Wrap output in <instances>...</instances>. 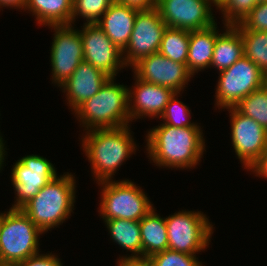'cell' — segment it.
I'll list each match as a JSON object with an SVG mask.
<instances>
[{"instance_id": "44dd1931", "label": "cell", "mask_w": 267, "mask_h": 266, "mask_svg": "<svg viewBox=\"0 0 267 266\" xmlns=\"http://www.w3.org/2000/svg\"><path fill=\"white\" fill-rule=\"evenodd\" d=\"M142 258L148 259L156 253L168 249V235L165 218H161L153 208L140 221Z\"/></svg>"}, {"instance_id": "5bb4252c", "label": "cell", "mask_w": 267, "mask_h": 266, "mask_svg": "<svg viewBox=\"0 0 267 266\" xmlns=\"http://www.w3.org/2000/svg\"><path fill=\"white\" fill-rule=\"evenodd\" d=\"M80 31L84 61L92 64L110 78H115L119 69L126 67L122 51L95 23H84Z\"/></svg>"}, {"instance_id": "ac0fdd59", "label": "cell", "mask_w": 267, "mask_h": 266, "mask_svg": "<svg viewBox=\"0 0 267 266\" xmlns=\"http://www.w3.org/2000/svg\"><path fill=\"white\" fill-rule=\"evenodd\" d=\"M137 11L114 1L96 23L121 51L129 43Z\"/></svg>"}, {"instance_id": "f35d334b", "label": "cell", "mask_w": 267, "mask_h": 266, "mask_svg": "<svg viewBox=\"0 0 267 266\" xmlns=\"http://www.w3.org/2000/svg\"><path fill=\"white\" fill-rule=\"evenodd\" d=\"M264 87L267 89V74L264 77Z\"/></svg>"}, {"instance_id": "60d3db41", "label": "cell", "mask_w": 267, "mask_h": 266, "mask_svg": "<svg viewBox=\"0 0 267 266\" xmlns=\"http://www.w3.org/2000/svg\"><path fill=\"white\" fill-rule=\"evenodd\" d=\"M258 2H264V1H267V0H257Z\"/></svg>"}, {"instance_id": "8992f818", "label": "cell", "mask_w": 267, "mask_h": 266, "mask_svg": "<svg viewBox=\"0 0 267 266\" xmlns=\"http://www.w3.org/2000/svg\"><path fill=\"white\" fill-rule=\"evenodd\" d=\"M100 216L105 220L125 219L140 221L154 207L139 186L130 180L102 181Z\"/></svg>"}, {"instance_id": "6da1fadb", "label": "cell", "mask_w": 267, "mask_h": 266, "mask_svg": "<svg viewBox=\"0 0 267 266\" xmlns=\"http://www.w3.org/2000/svg\"><path fill=\"white\" fill-rule=\"evenodd\" d=\"M201 127H174L160 124L146 136L148 157L156 166L192 168L201 160L205 139Z\"/></svg>"}, {"instance_id": "cb8c5ba5", "label": "cell", "mask_w": 267, "mask_h": 266, "mask_svg": "<svg viewBox=\"0 0 267 266\" xmlns=\"http://www.w3.org/2000/svg\"><path fill=\"white\" fill-rule=\"evenodd\" d=\"M189 35L190 31L166 27L158 52L174 62L186 64Z\"/></svg>"}, {"instance_id": "9a60e30c", "label": "cell", "mask_w": 267, "mask_h": 266, "mask_svg": "<svg viewBox=\"0 0 267 266\" xmlns=\"http://www.w3.org/2000/svg\"><path fill=\"white\" fill-rule=\"evenodd\" d=\"M134 74L143 81L165 86L180 93L193 75L186 64L174 62L161 53H152L132 66Z\"/></svg>"}, {"instance_id": "30bf717a", "label": "cell", "mask_w": 267, "mask_h": 266, "mask_svg": "<svg viewBox=\"0 0 267 266\" xmlns=\"http://www.w3.org/2000/svg\"><path fill=\"white\" fill-rule=\"evenodd\" d=\"M166 27L156 7L138 10L129 43L122 51L125 65L132 67L141 58L158 52Z\"/></svg>"}, {"instance_id": "5b68a950", "label": "cell", "mask_w": 267, "mask_h": 266, "mask_svg": "<svg viewBox=\"0 0 267 266\" xmlns=\"http://www.w3.org/2000/svg\"><path fill=\"white\" fill-rule=\"evenodd\" d=\"M43 232L21 209L2 213L0 227V265L15 266L39 253V237Z\"/></svg>"}, {"instance_id": "d6a6232c", "label": "cell", "mask_w": 267, "mask_h": 266, "mask_svg": "<svg viewBox=\"0 0 267 266\" xmlns=\"http://www.w3.org/2000/svg\"><path fill=\"white\" fill-rule=\"evenodd\" d=\"M249 170H252L256 174L255 176L267 178V148L250 166Z\"/></svg>"}, {"instance_id": "603a6c76", "label": "cell", "mask_w": 267, "mask_h": 266, "mask_svg": "<svg viewBox=\"0 0 267 266\" xmlns=\"http://www.w3.org/2000/svg\"><path fill=\"white\" fill-rule=\"evenodd\" d=\"M111 239L121 248L132 252L129 256L120 257L124 259H141L142 258V241L139 221L112 219L105 220Z\"/></svg>"}, {"instance_id": "484cf974", "label": "cell", "mask_w": 267, "mask_h": 266, "mask_svg": "<svg viewBox=\"0 0 267 266\" xmlns=\"http://www.w3.org/2000/svg\"><path fill=\"white\" fill-rule=\"evenodd\" d=\"M235 108L267 130V89L263 86L243 98Z\"/></svg>"}, {"instance_id": "2e32d148", "label": "cell", "mask_w": 267, "mask_h": 266, "mask_svg": "<svg viewBox=\"0 0 267 266\" xmlns=\"http://www.w3.org/2000/svg\"><path fill=\"white\" fill-rule=\"evenodd\" d=\"M134 78L136 86H132L133 90L128 88V110L131 122L143 116L160 118L168 101L176 92L169 87L140 80L135 74Z\"/></svg>"}, {"instance_id": "277c9868", "label": "cell", "mask_w": 267, "mask_h": 266, "mask_svg": "<svg viewBox=\"0 0 267 266\" xmlns=\"http://www.w3.org/2000/svg\"><path fill=\"white\" fill-rule=\"evenodd\" d=\"M86 129L119 128L129 125L128 87L109 78L93 97L74 111Z\"/></svg>"}, {"instance_id": "4dcf8cb0", "label": "cell", "mask_w": 267, "mask_h": 266, "mask_svg": "<svg viewBox=\"0 0 267 266\" xmlns=\"http://www.w3.org/2000/svg\"><path fill=\"white\" fill-rule=\"evenodd\" d=\"M235 26L238 30L267 31V1L258 2L246 18Z\"/></svg>"}, {"instance_id": "1f68e13d", "label": "cell", "mask_w": 267, "mask_h": 266, "mask_svg": "<svg viewBox=\"0 0 267 266\" xmlns=\"http://www.w3.org/2000/svg\"><path fill=\"white\" fill-rule=\"evenodd\" d=\"M15 266H63L58 256L52 253L35 254L28 257L26 260L17 263Z\"/></svg>"}, {"instance_id": "83f0119b", "label": "cell", "mask_w": 267, "mask_h": 266, "mask_svg": "<svg viewBox=\"0 0 267 266\" xmlns=\"http://www.w3.org/2000/svg\"><path fill=\"white\" fill-rule=\"evenodd\" d=\"M178 94L180 93L176 92L174 96L168 101L165 111L160 117L164 120V123L162 124L171 125L178 128L200 127L199 125H197V123H191L189 118L191 115L188 106L177 99Z\"/></svg>"}, {"instance_id": "74e56055", "label": "cell", "mask_w": 267, "mask_h": 266, "mask_svg": "<svg viewBox=\"0 0 267 266\" xmlns=\"http://www.w3.org/2000/svg\"><path fill=\"white\" fill-rule=\"evenodd\" d=\"M210 3L214 4L218 8L225 0H209Z\"/></svg>"}, {"instance_id": "f1b7e54d", "label": "cell", "mask_w": 267, "mask_h": 266, "mask_svg": "<svg viewBox=\"0 0 267 266\" xmlns=\"http://www.w3.org/2000/svg\"><path fill=\"white\" fill-rule=\"evenodd\" d=\"M257 4V0H225L217 10L223 14V24L235 25L241 23Z\"/></svg>"}, {"instance_id": "836d02e7", "label": "cell", "mask_w": 267, "mask_h": 266, "mask_svg": "<svg viewBox=\"0 0 267 266\" xmlns=\"http://www.w3.org/2000/svg\"><path fill=\"white\" fill-rule=\"evenodd\" d=\"M115 2L128 5L138 10L152 9L157 5V0H115Z\"/></svg>"}, {"instance_id": "9c48e42d", "label": "cell", "mask_w": 267, "mask_h": 266, "mask_svg": "<svg viewBox=\"0 0 267 266\" xmlns=\"http://www.w3.org/2000/svg\"><path fill=\"white\" fill-rule=\"evenodd\" d=\"M11 172V181L17 194L11 209H20L58 175L48 159L33 154L17 160Z\"/></svg>"}, {"instance_id": "ab89813d", "label": "cell", "mask_w": 267, "mask_h": 266, "mask_svg": "<svg viewBox=\"0 0 267 266\" xmlns=\"http://www.w3.org/2000/svg\"><path fill=\"white\" fill-rule=\"evenodd\" d=\"M1 221H2V213L0 214V227H1Z\"/></svg>"}, {"instance_id": "52a82bcc", "label": "cell", "mask_w": 267, "mask_h": 266, "mask_svg": "<svg viewBox=\"0 0 267 266\" xmlns=\"http://www.w3.org/2000/svg\"><path fill=\"white\" fill-rule=\"evenodd\" d=\"M168 249L196 255L210 243L213 226L201 211H180L165 218Z\"/></svg>"}, {"instance_id": "7a4b0ae2", "label": "cell", "mask_w": 267, "mask_h": 266, "mask_svg": "<svg viewBox=\"0 0 267 266\" xmlns=\"http://www.w3.org/2000/svg\"><path fill=\"white\" fill-rule=\"evenodd\" d=\"M129 126L88 130L82 147L97 182L112 180L116 170L135 153L136 143Z\"/></svg>"}, {"instance_id": "d590c367", "label": "cell", "mask_w": 267, "mask_h": 266, "mask_svg": "<svg viewBox=\"0 0 267 266\" xmlns=\"http://www.w3.org/2000/svg\"><path fill=\"white\" fill-rule=\"evenodd\" d=\"M25 2L26 0H0V8L1 7H14L19 8V9H23L25 7Z\"/></svg>"}, {"instance_id": "d4e9b609", "label": "cell", "mask_w": 267, "mask_h": 266, "mask_svg": "<svg viewBox=\"0 0 267 266\" xmlns=\"http://www.w3.org/2000/svg\"><path fill=\"white\" fill-rule=\"evenodd\" d=\"M243 41L244 56L267 74V31L239 30Z\"/></svg>"}, {"instance_id": "7402d4cb", "label": "cell", "mask_w": 267, "mask_h": 266, "mask_svg": "<svg viewBox=\"0 0 267 266\" xmlns=\"http://www.w3.org/2000/svg\"><path fill=\"white\" fill-rule=\"evenodd\" d=\"M24 10L32 12L40 25L72 23L73 0H26Z\"/></svg>"}, {"instance_id": "8fae6325", "label": "cell", "mask_w": 267, "mask_h": 266, "mask_svg": "<svg viewBox=\"0 0 267 266\" xmlns=\"http://www.w3.org/2000/svg\"><path fill=\"white\" fill-rule=\"evenodd\" d=\"M55 31L51 46L52 79L54 84L63 85L84 60L80 31L72 24L51 25Z\"/></svg>"}, {"instance_id": "f546056e", "label": "cell", "mask_w": 267, "mask_h": 266, "mask_svg": "<svg viewBox=\"0 0 267 266\" xmlns=\"http://www.w3.org/2000/svg\"><path fill=\"white\" fill-rule=\"evenodd\" d=\"M153 266H202L195 255L166 249L148 258Z\"/></svg>"}, {"instance_id": "4fadbf2b", "label": "cell", "mask_w": 267, "mask_h": 266, "mask_svg": "<svg viewBox=\"0 0 267 266\" xmlns=\"http://www.w3.org/2000/svg\"><path fill=\"white\" fill-rule=\"evenodd\" d=\"M156 8L167 27L194 31L216 23L209 0H157Z\"/></svg>"}, {"instance_id": "ffe728a7", "label": "cell", "mask_w": 267, "mask_h": 266, "mask_svg": "<svg viewBox=\"0 0 267 266\" xmlns=\"http://www.w3.org/2000/svg\"><path fill=\"white\" fill-rule=\"evenodd\" d=\"M226 32L217 30V39L214 45L213 58L210 67L222 71L232 66L238 59L244 56L241 33L235 25H226Z\"/></svg>"}, {"instance_id": "e0dca14e", "label": "cell", "mask_w": 267, "mask_h": 266, "mask_svg": "<svg viewBox=\"0 0 267 266\" xmlns=\"http://www.w3.org/2000/svg\"><path fill=\"white\" fill-rule=\"evenodd\" d=\"M109 78L107 74L83 60L60 88H63L69 106L75 111L82 103L99 92Z\"/></svg>"}, {"instance_id": "8d00e7d4", "label": "cell", "mask_w": 267, "mask_h": 266, "mask_svg": "<svg viewBox=\"0 0 267 266\" xmlns=\"http://www.w3.org/2000/svg\"><path fill=\"white\" fill-rule=\"evenodd\" d=\"M3 138H2V136L0 135V170L2 169V165L4 164L3 162H4V157H5V149L6 148H4V143H3Z\"/></svg>"}, {"instance_id": "ba28073f", "label": "cell", "mask_w": 267, "mask_h": 266, "mask_svg": "<svg viewBox=\"0 0 267 266\" xmlns=\"http://www.w3.org/2000/svg\"><path fill=\"white\" fill-rule=\"evenodd\" d=\"M216 105L220 109L235 107L252 91L264 86L265 74L246 56L219 72Z\"/></svg>"}, {"instance_id": "3957f363", "label": "cell", "mask_w": 267, "mask_h": 266, "mask_svg": "<svg viewBox=\"0 0 267 266\" xmlns=\"http://www.w3.org/2000/svg\"><path fill=\"white\" fill-rule=\"evenodd\" d=\"M74 178L68 172L60 177L56 176L20 208L43 233L71 216L76 191Z\"/></svg>"}, {"instance_id": "4316f807", "label": "cell", "mask_w": 267, "mask_h": 266, "mask_svg": "<svg viewBox=\"0 0 267 266\" xmlns=\"http://www.w3.org/2000/svg\"><path fill=\"white\" fill-rule=\"evenodd\" d=\"M115 0H73L72 23L79 15L87 24L97 23Z\"/></svg>"}, {"instance_id": "e575fe53", "label": "cell", "mask_w": 267, "mask_h": 266, "mask_svg": "<svg viewBox=\"0 0 267 266\" xmlns=\"http://www.w3.org/2000/svg\"><path fill=\"white\" fill-rule=\"evenodd\" d=\"M117 266H153L149 259H124L117 261Z\"/></svg>"}, {"instance_id": "d6986e66", "label": "cell", "mask_w": 267, "mask_h": 266, "mask_svg": "<svg viewBox=\"0 0 267 266\" xmlns=\"http://www.w3.org/2000/svg\"><path fill=\"white\" fill-rule=\"evenodd\" d=\"M216 39L217 23L205 29L190 31L186 66L193 76L210 67Z\"/></svg>"}, {"instance_id": "7c38bea8", "label": "cell", "mask_w": 267, "mask_h": 266, "mask_svg": "<svg viewBox=\"0 0 267 266\" xmlns=\"http://www.w3.org/2000/svg\"><path fill=\"white\" fill-rule=\"evenodd\" d=\"M227 109L231 118L232 146L244 169H249L267 148V130L235 107Z\"/></svg>"}]
</instances>
